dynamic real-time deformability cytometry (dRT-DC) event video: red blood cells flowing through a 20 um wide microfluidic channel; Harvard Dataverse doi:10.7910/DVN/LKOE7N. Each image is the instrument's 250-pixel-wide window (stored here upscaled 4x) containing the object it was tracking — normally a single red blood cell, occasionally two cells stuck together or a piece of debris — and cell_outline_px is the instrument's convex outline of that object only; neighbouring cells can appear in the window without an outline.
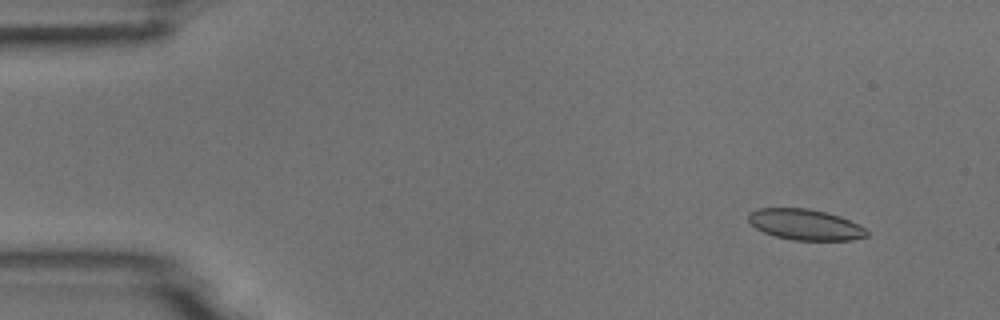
{"species": "common noctule bat (a hibernating species)", "species_latin": "Nyctalus noctula", "temperature_condition": "room temperature", "stored_images_in_passage": 3, "camera_frame_rate_fps": 3000, "um_per_image_px": 0.085, "animal": {"sex": "male", "body_mass_g": 18.8}, "frame": {"image": 1, "passage_image": 1, "time_ms": 0.0, "image_size_px": [1000, 320], "cell_outline_px": [[868, 236], [852, 240], [792, 240], [776, 236], [764, 232], [756, 228], [748, 220], [748, 212], [756, 208], [808, 208], [840, 216], [864, 228], [868, 232]], "centroid_in_image_um": [68.41, 19.08], "position_along_channel_um": 16.6, "area_um2": 21.15}}